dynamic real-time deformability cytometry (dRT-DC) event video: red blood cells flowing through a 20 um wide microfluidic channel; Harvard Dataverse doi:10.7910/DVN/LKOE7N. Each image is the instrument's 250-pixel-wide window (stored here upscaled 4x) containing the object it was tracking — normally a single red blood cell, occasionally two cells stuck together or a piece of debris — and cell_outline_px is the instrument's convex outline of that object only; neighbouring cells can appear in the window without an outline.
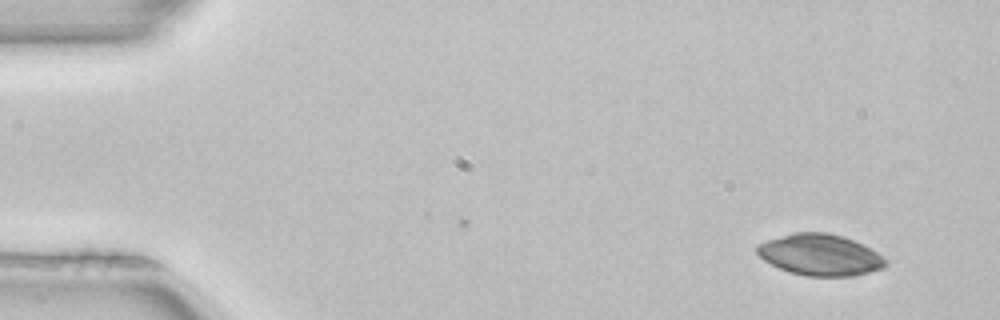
{"species": "common noctule bat (a hibernating species)", "species_latin": "Nyctalus noctula", "temperature_condition": "room temperature", "stored_images_in_passage": 2, "camera_frame_rate_fps": 3000, "um_per_image_px": 0.085, "animal": {"sex": "female", "body_mass_g": 22.7, "forearm_length_mm": 54.2}, "frame": {"image": 1, "passage_image": 2, "time_ms": 0.333, "image_size_px": [1000, 320], "cell_outline_px": [[888, 264], [884, 268], [852, 276], [808, 276], [788, 272], [764, 260], [756, 252], [756, 244], [792, 232], [828, 232], [844, 236], [876, 252], [888, 260]], "centroid_in_image_um": [69.7, 21.66], "position_along_channel_um": 15.3, "area_um2": 30.92}}